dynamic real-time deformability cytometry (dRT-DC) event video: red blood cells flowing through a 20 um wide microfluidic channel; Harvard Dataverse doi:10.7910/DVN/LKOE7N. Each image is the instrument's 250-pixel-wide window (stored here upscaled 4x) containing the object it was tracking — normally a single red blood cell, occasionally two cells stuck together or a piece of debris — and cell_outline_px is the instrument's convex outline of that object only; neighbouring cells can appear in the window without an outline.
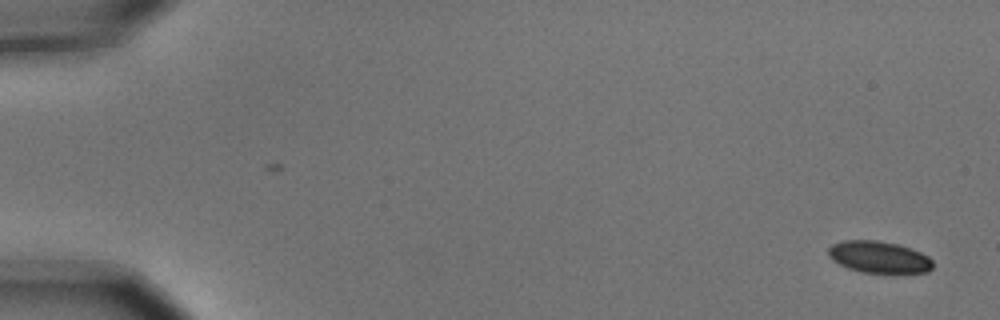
{"species": "common noctule bat (a hibernating species)", "species_latin": "Nyctalus noctula", "temperature_condition": "cold", "stored_images_in_passage": 2, "camera_frame_rate_fps": 3000, "um_per_image_px": 0.085, "animal": {"sex": "male", "body_mass_g": 15.6}, "frame": {"image": 1, "passage_image": 2, "time_ms": 0.333, "image_size_px": [1000, 320], "cell_outline_px": [[932, 268], [928, 272], [860, 272], [848, 268], [832, 260], [828, 256], [828, 248], [832, 244], [844, 240], [876, 240], [896, 244], [920, 252], [928, 256], [932, 260]], "centroid_in_image_um": [74.67, 21.84], "position_along_channel_um": 10.3, "area_um2": 19.13}}